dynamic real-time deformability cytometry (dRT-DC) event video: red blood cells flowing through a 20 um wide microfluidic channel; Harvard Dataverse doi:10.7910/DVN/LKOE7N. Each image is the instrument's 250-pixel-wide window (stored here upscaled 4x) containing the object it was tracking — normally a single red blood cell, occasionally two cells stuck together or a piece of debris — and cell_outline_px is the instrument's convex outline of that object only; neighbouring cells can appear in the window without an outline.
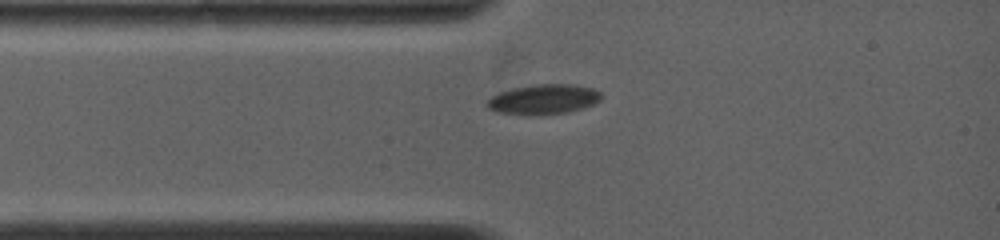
{"species": "common noctule bat (a hibernating species)", "species_latin": "Nyctalus noctula", "temperature_condition": "warm", "stored_images_in_passage": 63, "camera_frame_rate_fps": 5000, "um_per_image_px": 0.085, "animal": {"sex": "female", "body_mass_g": 19.0, "forearm_length_mm": 53.3}, "frame": {"image": 1, "passage_image": 1, "time_ms": 0.0, "image_size_px": [1000, 240], "cell_outline_px": [[600, 100], [584, 108], [564, 112], [496, 112], [488, 108], [484, 104], [492, 96], [500, 92], [512, 88], [532, 84], [572, 84], [592, 88], [600, 92]], "centroid_in_image_um": [46.2, 8.38], "position_along_channel_um": 38.8, "area_um2": 19.02}}
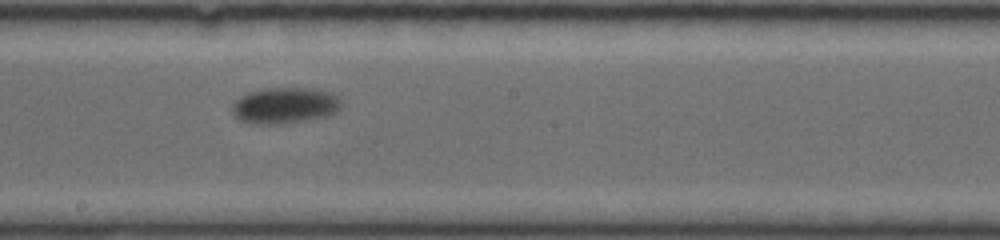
{"frame": {"image": 2, "passage_image": 27, "time_ms": 5.2, "image_size_px": [1000, 240], "cell_outline_px": [[340, 108], [336, 112], [328, 116], [300, 120], [240, 120], [232, 112], [232, 104], [240, 96], [248, 92], [268, 88], [316, 88], [328, 92], [336, 96], [340, 100]], "centroid_in_image_um": [24.26, 8.88], "position_along_channel_um": 223.9, "area_um2": 21.56}}
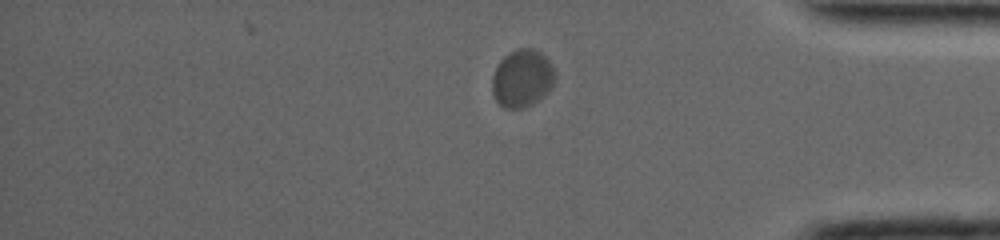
{"frame": {"image": 3, "passage_image": 53, "time_ms": 10.4, "image_size_px": [1000, 240], "cell_outline_px": [[556, 80], [552, 88], [544, 96], [532, 104], [524, 108], [504, 108], [496, 100], [492, 92], [492, 76], [500, 60], [508, 52], [520, 48], [532, 48], [540, 52], [552, 64], [556, 72]], "centroid_in_image_um": [44.41, 6.66], "position_along_channel_um": 390.8, "area_um2": 21.39}}